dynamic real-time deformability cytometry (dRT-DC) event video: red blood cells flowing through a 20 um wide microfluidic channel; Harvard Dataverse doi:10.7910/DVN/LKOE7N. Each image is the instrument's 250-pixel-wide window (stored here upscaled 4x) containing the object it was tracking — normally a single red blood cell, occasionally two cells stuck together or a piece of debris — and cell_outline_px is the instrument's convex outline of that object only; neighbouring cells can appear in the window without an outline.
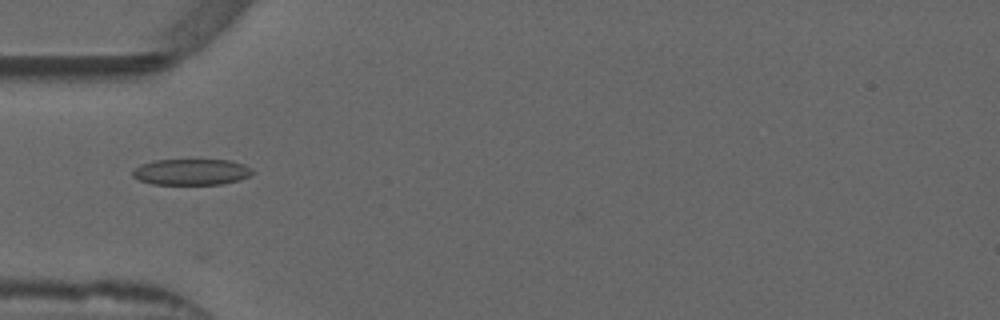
{"species": "common noctule bat (a hibernating species)", "species_latin": "Nyctalus noctula", "temperature_condition": "warm", "stored_images_in_passage": 6, "camera_frame_rate_fps": 3000, "um_per_image_px": 0.085, "animal": {"sex": "male", "forearm_length_mm": 52.5}, "frame": {"image": 1, "passage_image": 2, "time_ms": 0.333, "image_size_px": [1000, 320], "cell_outline_px": [[252, 172], [248, 176], [240, 180], [220, 184], [152, 184], [140, 180], [132, 176], [132, 172], [140, 164], [156, 160], [232, 160], [244, 164], [252, 168]], "centroid_in_image_um": [16.27, 14.61], "position_along_channel_um": 68.7, "area_um2": 18.15}}